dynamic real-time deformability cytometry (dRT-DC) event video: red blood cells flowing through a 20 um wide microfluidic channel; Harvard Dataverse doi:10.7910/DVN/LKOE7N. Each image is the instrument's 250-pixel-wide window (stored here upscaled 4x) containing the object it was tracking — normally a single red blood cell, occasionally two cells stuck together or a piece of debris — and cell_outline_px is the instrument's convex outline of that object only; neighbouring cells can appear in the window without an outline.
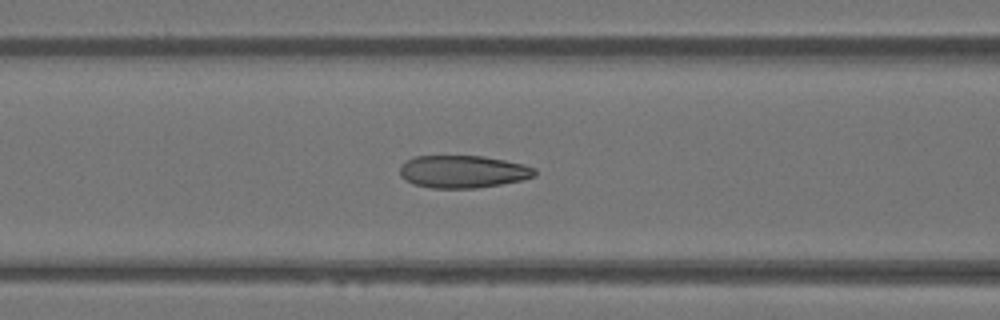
{"species": "Egyptian fruit bat (a non-hibernating species)", "species_latin": "Rousettus aegyptiacus", "temperature_condition": "warm", "stored_images_in_passage": 51, "camera_frame_rate_fps": 3000, "um_per_image_px": 0.085, "animal": {"sex": "female"}, "frame": {"image": 1, "passage_image": 21, "time_ms": 6.667, "image_size_px": [1000, 320], "cell_outline_px": [[536, 176], [520, 180], [500, 184], [476, 188], [432, 188], [412, 184], [404, 180], [400, 176], [400, 164], [416, 156], [484, 156], [524, 164], [536, 168]], "centroid_in_image_um": [39.33, 14.59], "position_along_channel_um": 127.3, "area_um2": 25.66}}
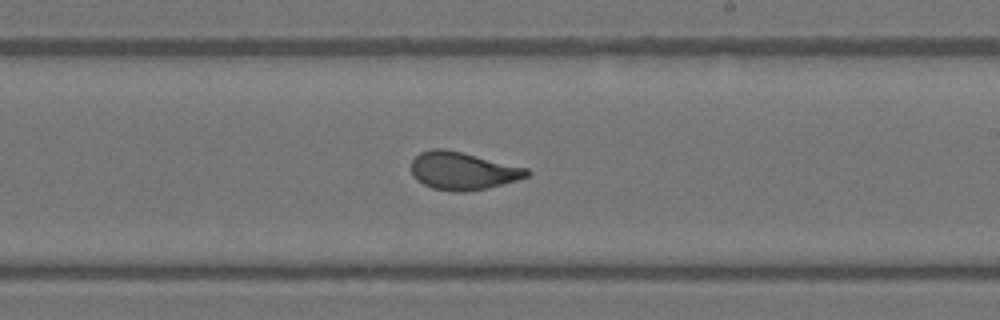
{"frame": {"image": 2, "passage_image": 30, "time_ms": 9.667, "image_size_px": [1000, 320], "cell_outline_px": [[532, 172], [528, 176], [516, 180], [488, 188], [464, 192], [456, 192], [432, 188], [416, 180], [412, 176], [412, 160], [420, 152], [432, 148], [444, 148], [528, 168]], "centroid_in_image_um": [39.32, 14.52], "position_along_channel_um": 249.7, "area_um2": 25.43}}
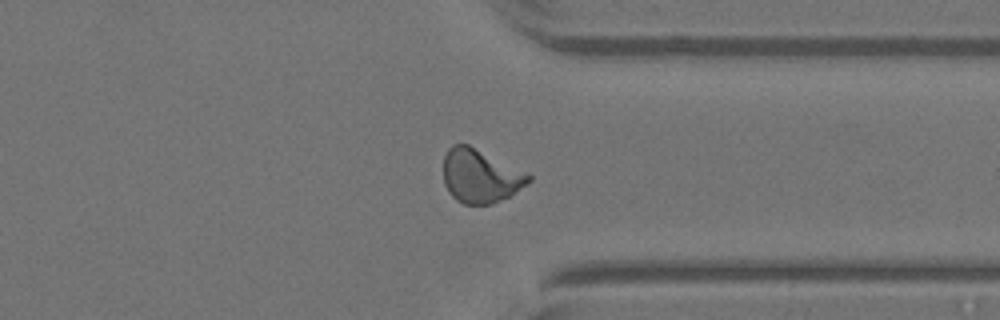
{"frame": {"image": 3, "passage_image": 39, "time_ms": 12.667, "image_size_px": [1000, 320], "cell_outline_px": [[532, 180], [508, 196], [492, 204], [464, 204], [456, 200], [448, 192], [444, 184], [444, 156], [448, 148], [452, 144], [468, 144], [528, 172], [532, 176]], "centroid_in_image_um": [40.82, 14.95], "position_along_channel_um": 370.6, "area_um2": 26.65}, "authors_computed_cell_mechanics": {"area_um2": 26.0678, "velocity_mm_per_s": 4.0859, "shape_relaxation_time_tau1_ms": 5.7931, "shape_relaxation_time_tau2_ms": 0.7406, "deformation_change_tau1": 0.202, "deformation_change_tau2": 0.068}}